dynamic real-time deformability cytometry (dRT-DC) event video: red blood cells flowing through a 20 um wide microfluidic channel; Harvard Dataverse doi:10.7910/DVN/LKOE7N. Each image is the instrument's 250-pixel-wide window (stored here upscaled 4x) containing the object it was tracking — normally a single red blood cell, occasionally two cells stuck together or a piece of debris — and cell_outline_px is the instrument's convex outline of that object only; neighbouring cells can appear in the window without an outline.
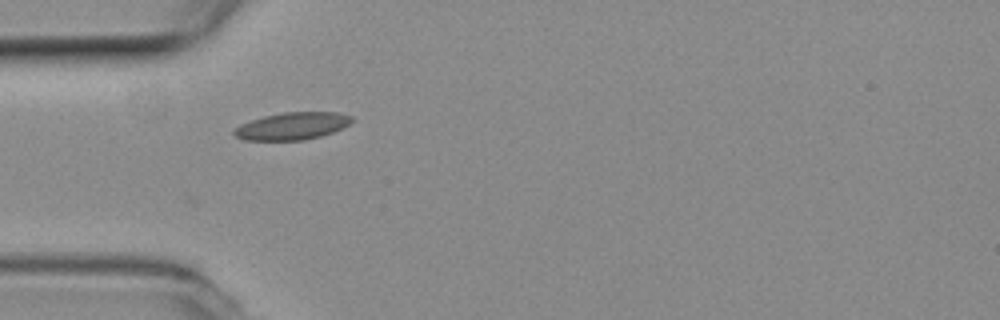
{"species": "common noctule bat (a hibernating species)", "species_latin": "Nyctalus noctula", "temperature_condition": "room temperature", "stored_images_in_passage": 30, "camera_frame_rate_fps": 3000, "um_per_image_px": 0.085, "animal": {"sex": "female", "body_mass_g": 19.3, "forearm_length_mm": 54.1}, "frame": {"image": 1, "passage_image": 1, "time_ms": 0.0, "image_size_px": [1000, 320], "cell_outline_px": [[352, 120], [348, 124], [332, 132], [320, 136], [304, 140], [244, 140], [236, 136], [232, 132], [240, 124], [264, 116], [284, 112], [336, 112], [352, 116]], "centroid_in_image_um": [24.81, 10.71], "position_along_channel_um": 60.2, "area_um2": 18.5}}
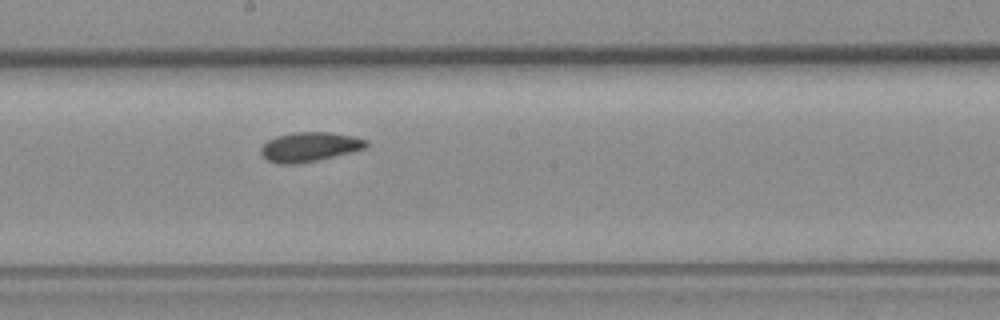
{"frame": {"image": 2, "passage_image": 14, "time_ms": 4.333, "image_size_px": [1000, 320], "cell_outline_px": [[368, 144], [364, 148], [316, 160], [296, 164], [280, 164], [268, 160], [260, 152], [260, 148], [268, 140], [276, 136], [292, 132], [328, 132], [352, 136], [368, 140]], "centroid_in_image_um": [26.27, 12.47], "position_along_channel_um": 221.9, "area_um2": 17.74}}
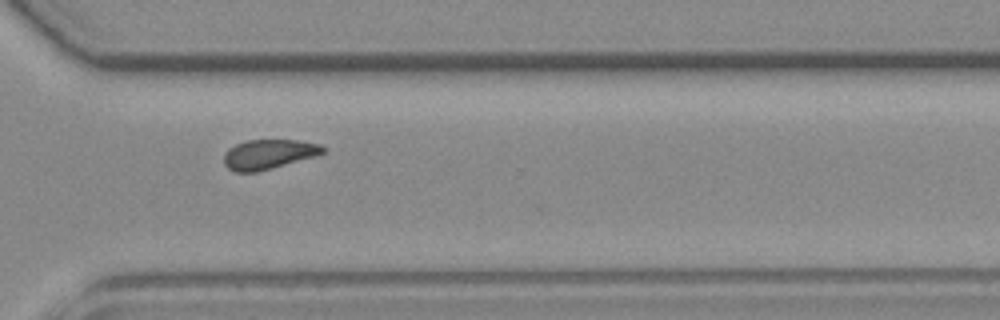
{"frame": {"image": 3, "passage_image": 24, "time_ms": 7.667, "image_size_px": [1000, 320], "cell_outline_px": [[324, 152], [316, 156], [256, 172], [236, 172], [228, 168], [224, 164], [224, 152], [228, 148], [244, 140], [296, 140], [320, 144], [324, 148]], "centroid_in_image_um": [22.79, 13.1], "position_along_channel_um": 347.8, "area_um2": 17.05}, "authors_computed_cell_mechanics": {"area_um2": 17.6868, "velocity_mm_per_s": 3.7773, "shape_relaxation_time_tau1_ms": null, "shape_relaxation_time_tau2_ms": 3.0003, "deformation_change_tau1": null, "deformation_change_tau2": 0.0767}}